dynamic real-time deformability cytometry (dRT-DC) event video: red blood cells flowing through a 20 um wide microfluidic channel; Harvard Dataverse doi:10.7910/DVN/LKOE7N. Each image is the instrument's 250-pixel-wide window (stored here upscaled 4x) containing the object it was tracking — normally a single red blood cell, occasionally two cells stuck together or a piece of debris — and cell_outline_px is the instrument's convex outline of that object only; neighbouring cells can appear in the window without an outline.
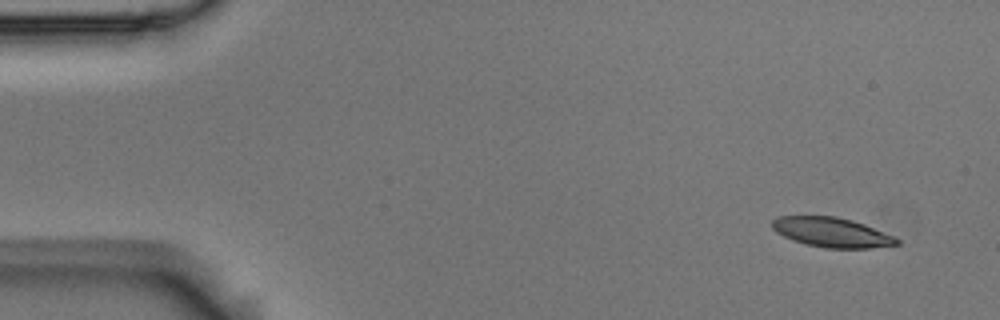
{"species": "Egyptian fruit bat (a non-hibernating species)", "species_latin": "Rousettus aegyptiacus", "temperature_condition": "room temperature", "stored_images_in_passage": 9, "camera_frame_rate_fps": 3000, "um_per_image_px": 0.085, "animal": {"sex": "male"}, "frame": {"image": 1, "passage_image": 1, "time_ms": 0.0, "image_size_px": [1000, 320], "cell_outline_px": [[900, 244], [868, 248], [824, 248], [792, 240], [776, 232], [772, 228], [772, 220], [776, 216], [836, 216], [852, 220], [864, 224], [892, 236], [900, 240]], "centroid_in_image_um": [70.66, 19.74], "position_along_channel_um": 14.3, "area_um2": 21.39}}
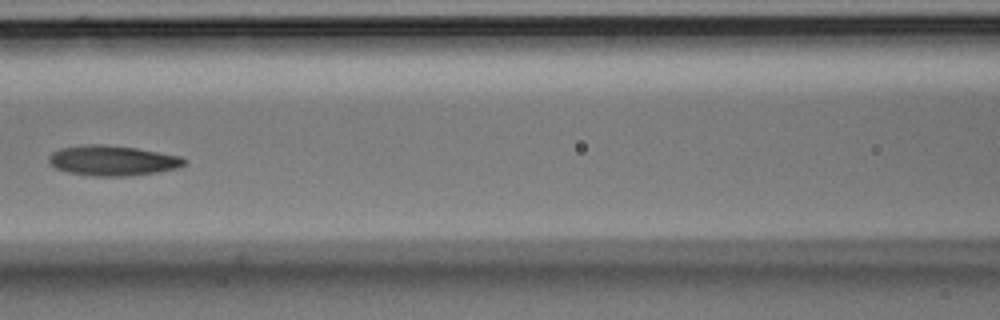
{"frame": {"image": 2, "passage_image": 6, "time_ms": 1.667, "image_size_px": [1000, 320], "cell_outline_px": [[188, 160], [184, 164], [176, 168], [156, 172], [124, 176], [92, 176], [68, 172], [56, 168], [48, 160], [48, 156], [52, 152], [60, 148], [84, 144], [104, 144], [136, 148], [180, 156]], "centroid_in_image_um": [9.54, 13.64], "position_along_channel_um": 157.1, "area_um2": 23.7}}
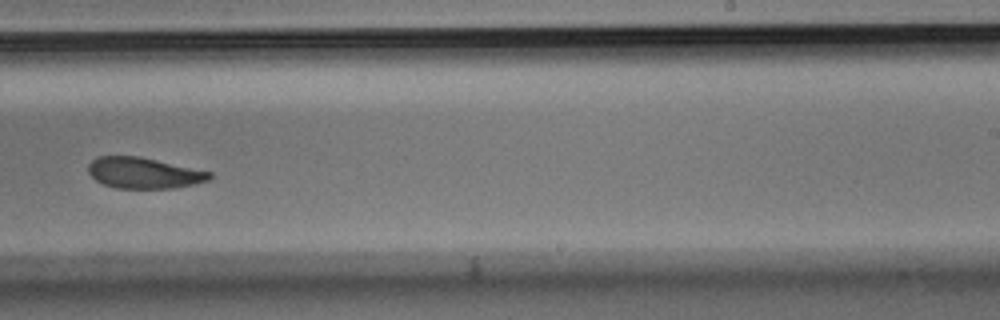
{"frame": {"image": 3, "passage_image": 9, "time_ms": 2.667, "image_size_px": [1000, 320], "cell_outline_px": [[212, 176], [208, 180], [196, 184], [172, 188], [116, 188], [104, 184], [96, 180], [88, 172], [88, 164], [96, 156], [140, 156], [212, 172]], "centroid_in_image_um": [12.22, 14.69], "position_along_channel_um": 276.8, "area_um2": 21.91}}